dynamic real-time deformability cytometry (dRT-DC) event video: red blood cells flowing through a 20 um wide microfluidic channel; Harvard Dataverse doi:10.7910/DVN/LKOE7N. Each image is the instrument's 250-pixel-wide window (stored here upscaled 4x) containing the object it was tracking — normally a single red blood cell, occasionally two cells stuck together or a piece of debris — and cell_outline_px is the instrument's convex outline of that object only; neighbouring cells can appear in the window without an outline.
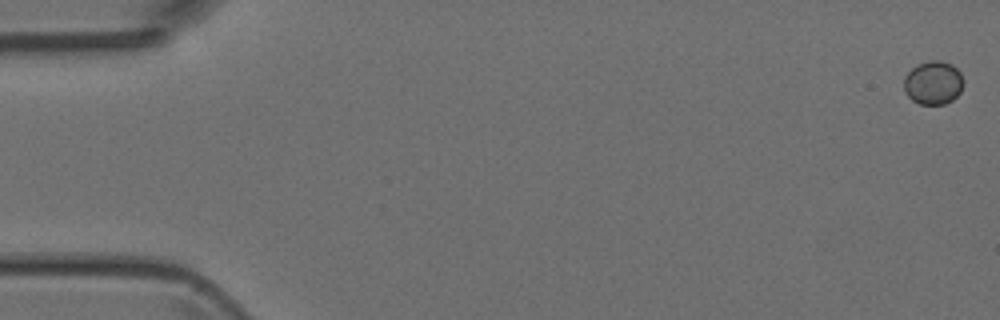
{"species": "Egyptian fruit bat (a non-hibernating species)", "species_latin": "Rousettus aegyptiacus", "temperature_condition": "room temperature", "stored_images_in_passage": 3, "camera_frame_rate_fps": 3000, "um_per_image_px": 0.085, "animal": {"sex": "female"}, "frame": {"image": 1, "passage_image": 1, "time_ms": 0.0, "image_size_px": [1000, 320], "cell_outline_px": [[964, 84], [960, 92], [952, 100], [944, 104], [920, 104], [912, 100], [904, 92], [904, 76], [916, 64], [932, 60], [940, 60], [952, 64], [960, 72], [964, 80]], "centroid_in_image_um": [79.32, 7.02], "position_along_channel_um": 5.7, "area_um2": 15.26}}